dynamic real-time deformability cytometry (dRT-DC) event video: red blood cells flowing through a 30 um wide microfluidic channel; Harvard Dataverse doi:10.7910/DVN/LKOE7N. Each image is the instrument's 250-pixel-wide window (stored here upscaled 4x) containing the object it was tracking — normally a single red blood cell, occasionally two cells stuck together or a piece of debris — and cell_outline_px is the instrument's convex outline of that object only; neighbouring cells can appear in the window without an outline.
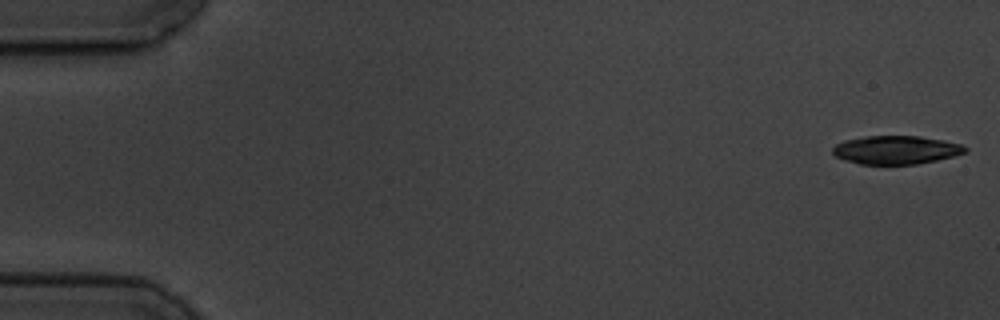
{"species": "common noctule bat (a hibernating species)", "species_latin": "Nyctalus noctula", "temperature_condition": "cold", "stored_images_in_passage": 6, "camera_frame_rate_fps": 3000, "um_per_image_px": 0.085, "animal": {"sex": "male", "body_mass_g": 19.5, "forearm_length_mm": 54.6}, "frame": {"image": 1, "passage_image": 1, "time_ms": 0.0, "image_size_px": [1000, 320], "cell_outline_px": [[968, 148], [964, 152], [952, 156], [936, 160], [916, 164], [860, 164], [844, 160], [836, 156], [832, 152], [832, 148], [836, 144], [844, 140], [864, 136], [920, 136], [944, 140], [964, 144]], "centroid_in_image_um": [76.15, 12.73], "position_along_channel_um": 8.8, "area_um2": 21.96}}
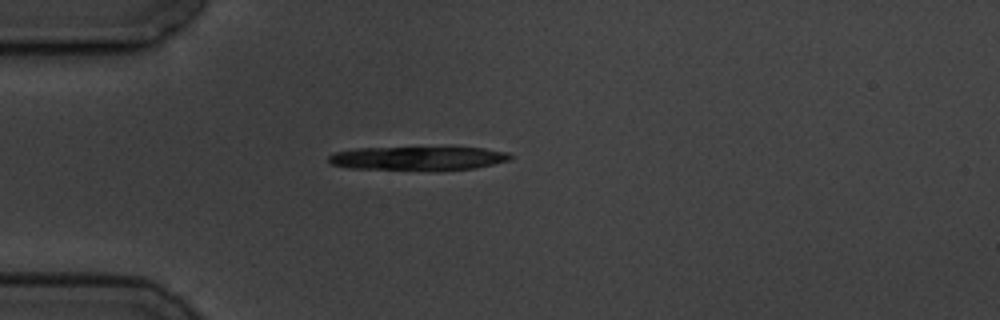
{"frame": {"image": 2, "passage_image": 5, "time_ms": 4.667, "image_size_px": [1000, 320], "cell_outline_px": [[512, 160], [472, 168], [440, 172], [348, 168], [332, 164], [328, 160], [328, 156], [336, 152], [356, 148], [484, 148], [508, 152], [512, 156]], "centroid_in_image_um": [35.55, 13.49], "position_along_channel_um": 49.5, "area_um2": 25.66}}